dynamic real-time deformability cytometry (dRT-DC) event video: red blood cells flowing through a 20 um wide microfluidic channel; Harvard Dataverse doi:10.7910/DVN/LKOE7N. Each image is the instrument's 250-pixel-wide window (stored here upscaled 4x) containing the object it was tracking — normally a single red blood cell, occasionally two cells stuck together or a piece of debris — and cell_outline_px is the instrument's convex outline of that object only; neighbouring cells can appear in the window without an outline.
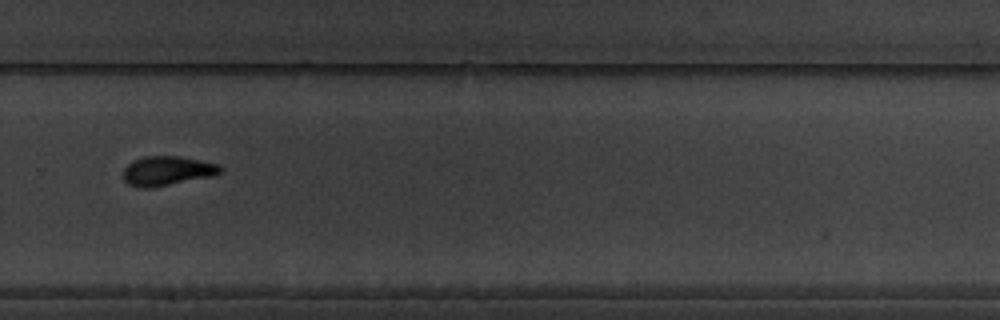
{"species": "common noctule bat (a hibernating species)", "species_latin": "Nyctalus noctula", "temperature_condition": "warm", "stored_images_in_passage": 18, "camera_frame_rate_fps": 3000, "um_per_image_px": 0.085, "animal": {"sex": "male", "body_mass_g": 19.5, "forearm_length_mm": 54.6}, "frame": {"image": 1, "passage_image": 13, "time_ms": 15.0, "image_size_px": [1000, 320], "cell_outline_px": [[224, 168], [220, 172], [212, 176], [152, 188], [140, 188], [128, 184], [124, 180], [124, 168], [132, 160], [144, 156], [180, 156], [220, 164]], "centroid_in_image_um": [14.21, 14.52], "position_along_channel_um": 315.6, "area_um2": 16.76}}
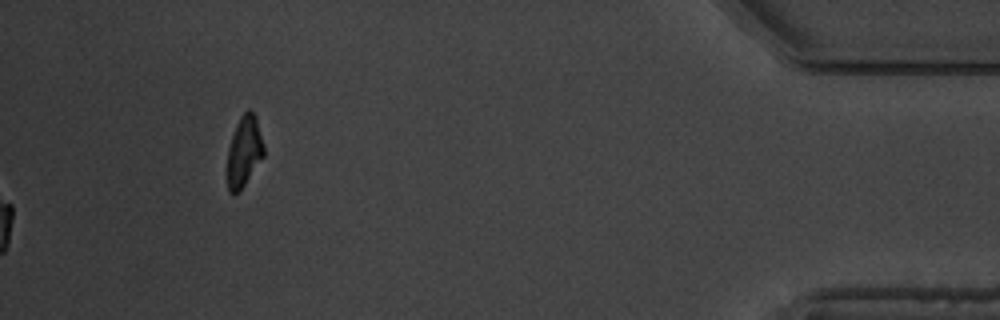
{"frame": {"image": 2, "passage_image": 16, "time_ms": 19.667, "image_size_px": [1000, 320], "cell_outline_px": [[264, 156], [240, 192], [228, 192], [228, 148], [236, 124], [240, 116], [248, 108], [256, 116], [264, 144]], "centroid_in_image_um": [20.77, 12.85], "position_along_channel_um": 414.4, "area_um2": 15.03}, "authors_computed_cell_mechanics": {"area_um2": 17.0221, "velocity_mm_per_s": 3.3429, "shape_relaxation_time_tau1_ms": 4.321, "shape_relaxation_time_tau2_ms": 3.8874, "deformation_change_tau1": 0.1641, "deformation_change_tau2": 0.0922}}